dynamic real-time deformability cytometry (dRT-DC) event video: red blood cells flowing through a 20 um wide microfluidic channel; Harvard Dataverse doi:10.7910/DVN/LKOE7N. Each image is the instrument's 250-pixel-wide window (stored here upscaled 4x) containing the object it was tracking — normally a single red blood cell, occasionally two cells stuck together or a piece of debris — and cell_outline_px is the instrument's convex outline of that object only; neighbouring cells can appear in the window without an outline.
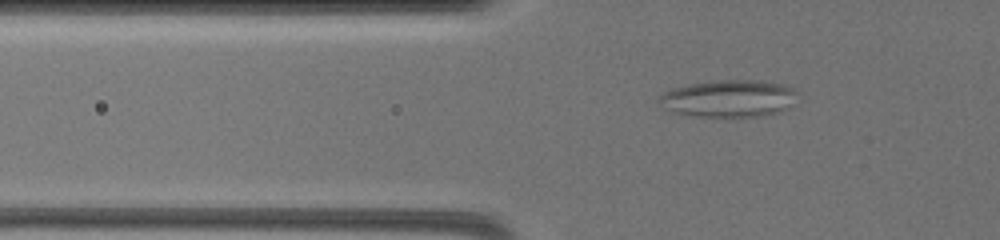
{"species": "common noctule bat (a hibernating species)", "species_latin": "Nyctalus noctula", "temperature_condition": "warm", "stored_images_in_passage": 37, "camera_frame_rate_fps": 3000, "um_per_image_px": 0.085, "animal": {"sex": "female", "body_mass_g": 19.5, "forearm_length_mm": 54.1}, "frame": {"image": 1, "passage_image": 15, "time_ms": 8.333, "image_size_px": [1000, 240], "cell_outline_px": [[792, 92], [788, 108], [780, 112], [764, 116], [692, 116], [672, 112], [660, 100], [660, 96], [664, 92], [672, 88], [692, 84], [720, 80], [764, 80], [784, 84], [792, 88]], "centroid_in_image_um": [61.94, 8.37], "position_along_channel_um": 63.9, "area_um2": 29.25}}
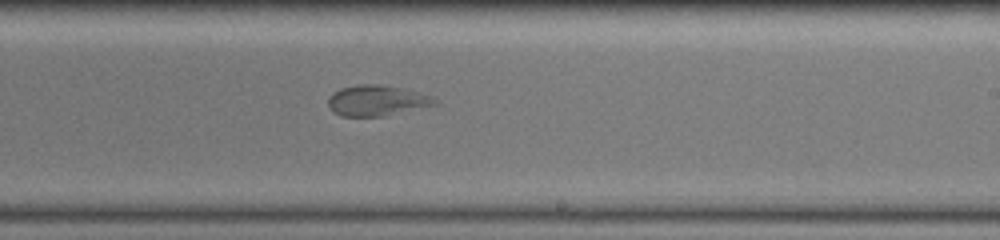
{"frame": {"image": 2, "passage_image": 25, "time_ms": 14.333, "image_size_px": [1000, 240], "cell_outline_px": [[440, 104], [384, 116], [340, 116], [332, 112], [328, 104], [328, 96], [332, 92], [340, 88], [360, 84], [380, 84], [404, 88], [432, 96]], "centroid_in_image_um": [32.02, 8.54], "position_along_channel_um": 257.0, "area_um2": 19.31}}
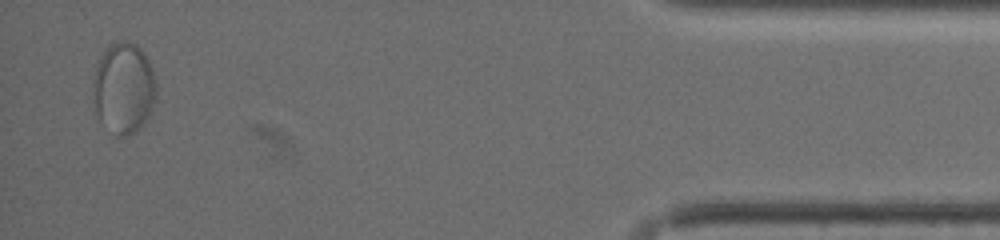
{"frame": {"image": 3, "passage_image": 37, "time_ms": 21.0, "image_size_px": [1000, 240], "cell_outline_px": [[156, 96], [148, 116], [144, 124], [136, 132], [128, 136], [116, 136], [100, 120], [96, 112], [92, 80], [96, 64], [104, 52], [112, 44], [124, 40], [136, 44], [144, 52], [152, 68], [156, 84]], "centroid_in_image_um": [10.52, 7.5], "position_along_channel_um": 424.7, "area_um2": 33.52}}